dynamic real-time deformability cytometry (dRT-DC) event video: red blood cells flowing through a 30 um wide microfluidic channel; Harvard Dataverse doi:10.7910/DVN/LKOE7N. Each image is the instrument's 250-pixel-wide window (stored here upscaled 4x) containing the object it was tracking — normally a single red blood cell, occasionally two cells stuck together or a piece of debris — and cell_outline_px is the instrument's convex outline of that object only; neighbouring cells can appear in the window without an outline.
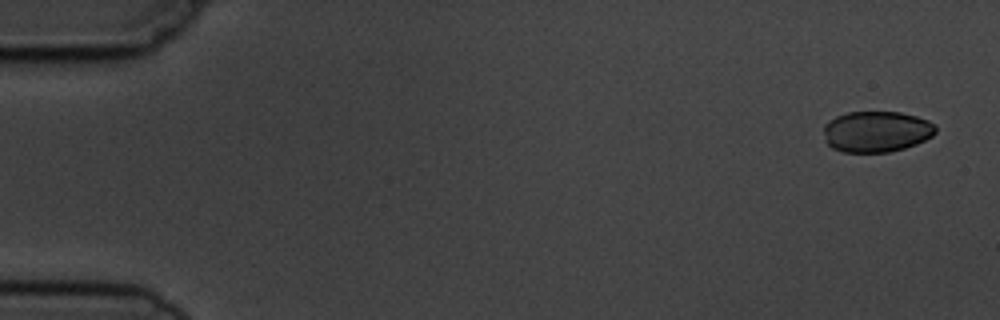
{"species": "common noctule bat (a hibernating species)", "species_latin": "Nyctalus noctula", "temperature_condition": "cold", "stored_images_in_passage": 5, "camera_frame_rate_fps": 3000, "um_per_image_px": 0.085, "animal": {"sex": "male", "body_mass_g": 19.5, "forearm_length_mm": 54.6}, "frame": {"image": 1, "passage_image": 1, "time_ms": 0.0, "image_size_px": [1000, 320], "cell_outline_px": [[936, 132], [932, 136], [916, 144], [904, 148], [888, 152], [844, 152], [832, 148], [828, 144], [824, 132], [824, 124], [828, 120], [836, 116], [848, 112], [900, 112], [916, 116], [928, 120], [936, 124]], "centroid_in_image_um": [74.51, 11.18], "position_along_channel_um": 10.5, "area_um2": 26.82}}